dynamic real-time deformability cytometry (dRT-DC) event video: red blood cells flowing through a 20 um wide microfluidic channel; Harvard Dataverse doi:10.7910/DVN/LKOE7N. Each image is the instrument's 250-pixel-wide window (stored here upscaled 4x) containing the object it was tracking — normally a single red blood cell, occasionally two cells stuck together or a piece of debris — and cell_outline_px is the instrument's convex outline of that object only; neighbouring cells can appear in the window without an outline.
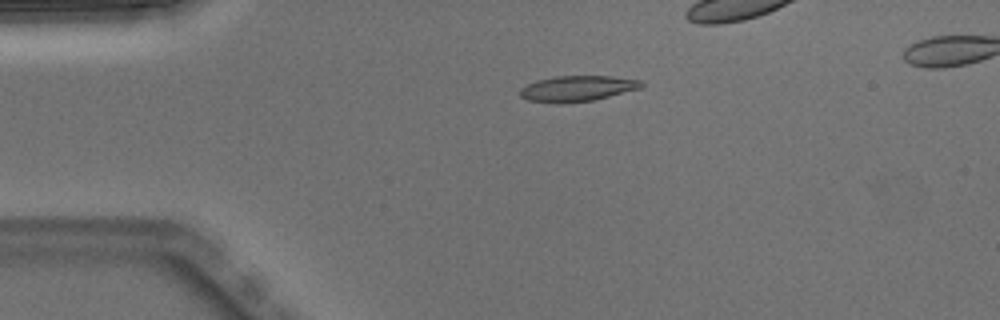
{"species": "Egyptian fruit bat (a non-hibernating species)", "species_latin": "Rousettus aegyptiacus", "temperature_condition": "warm", "stored_images_in_passage": 4, "camera_frame_rate_fps": 3000, "um_per_image_px": 0.085, "animal": {"sex": "male"}, "frame": {"image": 1, "passage_image": 2, "time_ms": 0.333, "image_size_px": [1000, 320], "cell_outline_px": [[644, 84], [640, 88], [592, 100], [560, 104], [556, 104], [528, 100], [520, 96], [520, 88], [536, 80], [556, 76], [612, 76], [640, 80]], "centroid_in_image_um": [49.02, 7.52], "position_along_channel_um": 36.0, "area_um2": 18.09}}